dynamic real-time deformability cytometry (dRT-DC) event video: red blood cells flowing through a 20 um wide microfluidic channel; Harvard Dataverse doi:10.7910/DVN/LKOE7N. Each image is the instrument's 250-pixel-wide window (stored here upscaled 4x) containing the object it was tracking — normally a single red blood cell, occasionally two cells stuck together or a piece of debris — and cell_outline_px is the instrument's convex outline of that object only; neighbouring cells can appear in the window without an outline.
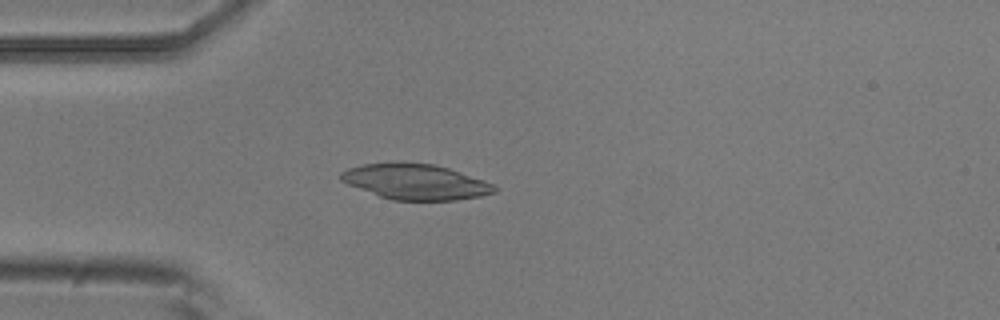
{"species": "common noctule bat (a hibernating species)", "species_latin": "Nyctalus noctula", "temperature_condition": "room temperature", "stored_images_in_passage": 4, "camera_frame_rate_fps": 3000, "um_per_image_px": 0.085, "animal": {"sex": "male", "body_mass_g": 20.5, "forearm_length_mm": 52.5}, "frame": {"image": 1, "passage_image": 4, "time_ms": 1.0, "image_size_px": [1000, 320], "cell_outline_px": [[500, 188], [496, 192], [480, 196], [456, 200], [392, 200], [380, 196], [348, 184], [340, 180], [340, 172], [348, 168], [364, 164], [400, 160], [404, 160], [432, 164], [448, 168], [484, 180]], "centroid_in_image_um": [35.31, 15.42], "position_along_channel_um": 49.7, "area_um2": 32.08}}